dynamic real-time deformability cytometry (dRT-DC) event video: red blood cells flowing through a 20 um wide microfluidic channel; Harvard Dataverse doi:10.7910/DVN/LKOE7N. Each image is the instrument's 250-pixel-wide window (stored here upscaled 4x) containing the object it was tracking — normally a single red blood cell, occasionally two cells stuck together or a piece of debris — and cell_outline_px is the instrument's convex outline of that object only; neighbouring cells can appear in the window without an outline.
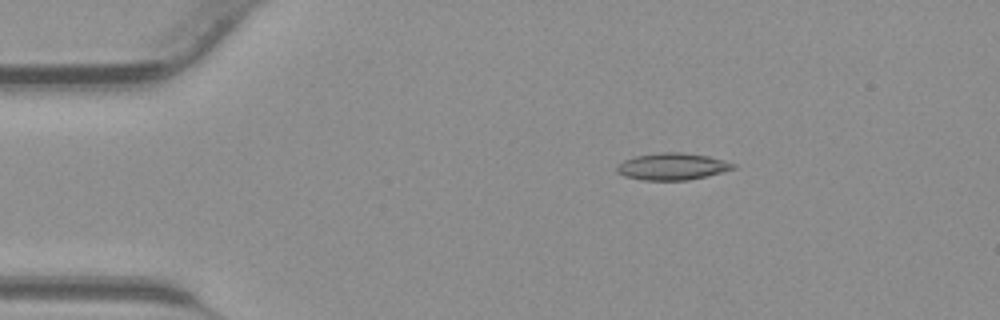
{"species": "common noctule bat (a hibernating species)", "species_latin": "Nyctalus noctula", "temperature_condition": "warm", "stored_images_in_passage": 37, "segment_of_instrument_passage": [1, 2], "camera_frame_rate_fps": 3000, "um_per_image_px": 0.085, "animal": {"sex": "male", "body_mass_g": 23.1, "forearm_length_mm": 52.7}, "frame": {"image": 1, "passage_image": 1, "time_ms": 0.0, "image_size_px": [1000, 320], "cell_outline_px": [[736, 168], [688, 180], [640, 180], [624, 176], [616, 172], [616, 164], [624, 160], [636, 156], [660, 152], [680, 152], [708, 156], [724, 160], [736, 164]], "centroid_in_image_um": [57.1, 14.15], "position_along_channel_um": 27.9, "area_um2": 18.21}}
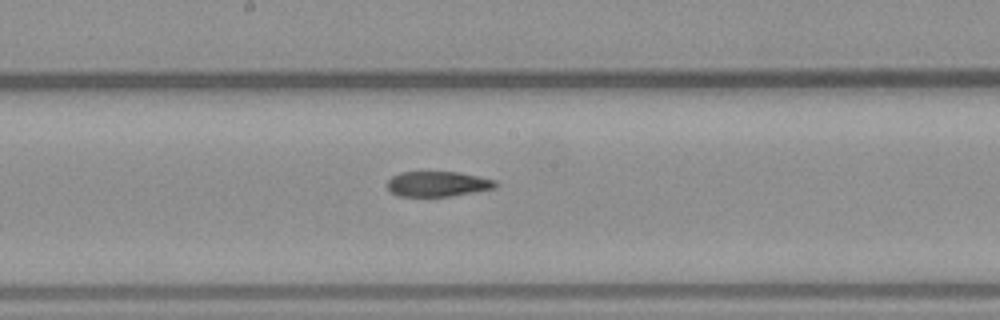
{"frame": {"image": 2, "passage_image": 16, "time_ms": 5.0, "image_size_px": [1000, 320], "cell_outline_px": [[500, 184], [496, 188], [448, 196], [400, 196], [392, 192], [388, 188], [388, 180], [392, 176], [400, 172], [460, 172], [496, 180]], "centroid_in_image_um": [37.24, 15.62], "position_along_channel_um": 211.0, "area_um2": 15.84}}
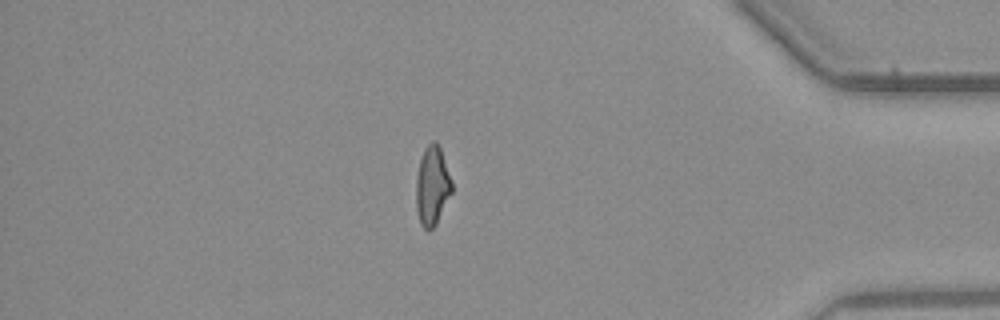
{"frame": {"image": 3, "passage_image": 30, "time_ms": 9.667, "image_size_px": [1000, 320], "cell_outline_px": [[452, 192], [436, 224], [428, 232], [420, 224], [416, 208], [416, 180], [420, 160], [424, 148], [432, 140], [436, 140], [440, 148], [452, 180]], "centroid_in_image_um": [36.74, 15.8], "position_along_channel_um": 398.5, "area_um2": 16.53}}